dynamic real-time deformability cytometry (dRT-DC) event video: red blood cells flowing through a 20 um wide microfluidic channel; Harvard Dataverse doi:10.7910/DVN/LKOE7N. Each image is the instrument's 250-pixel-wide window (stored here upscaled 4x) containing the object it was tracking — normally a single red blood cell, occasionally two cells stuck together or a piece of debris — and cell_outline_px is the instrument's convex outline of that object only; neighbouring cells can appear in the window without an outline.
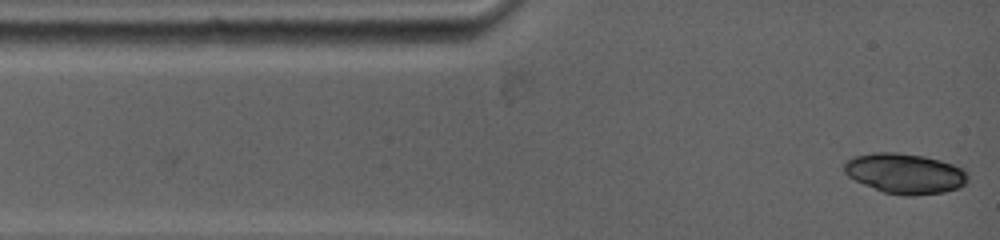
{"species": "common noctule bat (a hibernating species)", "species_latin": "Nyctalus noctula", "temperature_condition": "warm", "stored_images_in_passage": 4, "camera_frame_rate_fps": 5000, "um_per_image_px": 0.085, "animal": {"sex": "female", "body_mass_g": 19.0, "forearm_length_mm": 53.3}, "frame": {"image": 1, "passage_image": 1, "time_ms": 0.0, "image_size_px": [1000, 240], "cell_outline_px": [[964, 184], [956, 188], [944, 192], [884, 192], [864, 184], [848, 176], [844, 172], [844, 164], [848, 160], [856, 156], [876, 152], [896, 152], [924, 156], [940, 160], [952, 164], [960, 168], [964, 172]], "centroid_in_image_um": [76.85, 14.68], "position_along_channel_um": 8.2, "area_um2": 27.46}}